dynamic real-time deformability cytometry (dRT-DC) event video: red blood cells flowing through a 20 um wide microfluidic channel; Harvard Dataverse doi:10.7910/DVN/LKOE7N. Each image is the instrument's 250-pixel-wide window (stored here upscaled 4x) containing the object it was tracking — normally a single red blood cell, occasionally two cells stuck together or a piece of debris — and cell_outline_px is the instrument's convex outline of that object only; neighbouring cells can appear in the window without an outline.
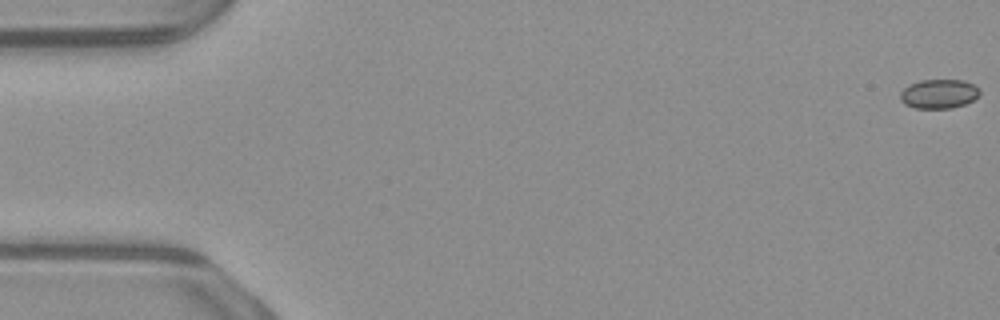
{"species": "common noctule bat (a hibernating species)", "species_latin": "Nyctalus noctula", "temperature_condition": "warm", "stored_images_in_passage": 54, "camera_frame_rate_fps": 3000, "um_per_image_px": 0.085, "animal": {"sex": "male", "body_mass_g": 23.1, "forearm_length_mm": 52.7}, "frame": {"image": 1, "passage_image": 1, "time_ms": 0.0, "image_size_px": [1000, 320], "cell_outline_px": [[980, 92], [972, 100], [964, 104], [952, 108], [916, 108], [904, 104], [900, 100], [900, 92], [908, 84], [920, 80], [964, 80], [980, 88]], "centroid_in_image_um": [79.77, 7.97], "position_along_channel_um": 5.2, "area_um2": 13.53}}
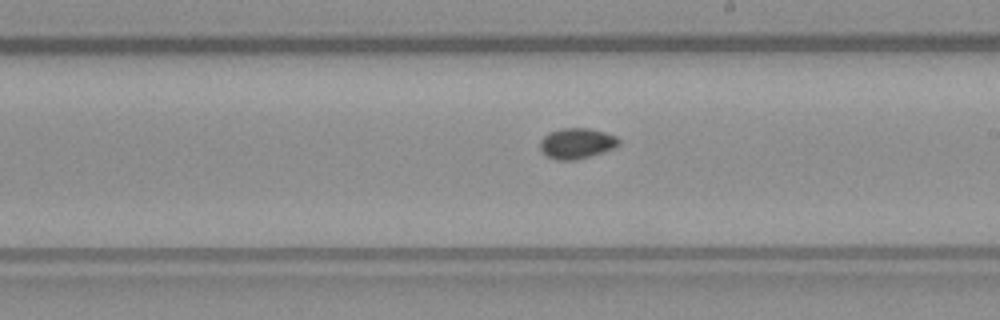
{"frame": {"image": 2, "passage_image": 31, "time_ms": 10.0, "image_size_px": [1000, 320], "cell_outline_px": [[620, 144], [616, 148], [576, 160], [556, 160], [548, 156], [540, 148], [540, 140], [548, 132], [560, 128], [588, 128], [604, 132], [616, 136], [620, 140]], "centroid_in_image_um": [49.04, 12.18], "position_along_channel_um": 240.0, "area_um2": 14.1}}
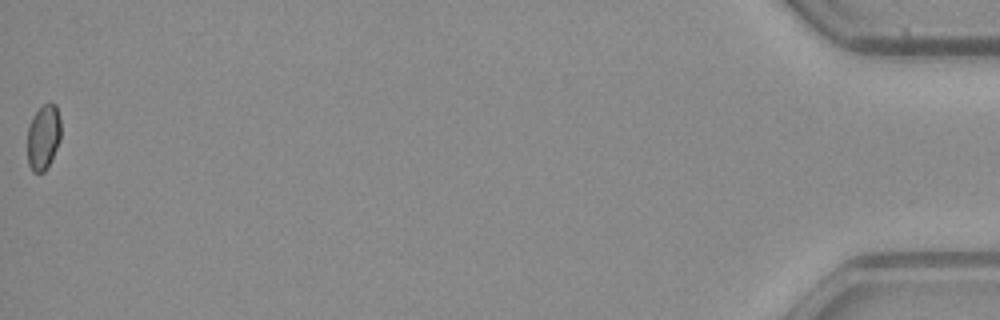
{"frame": {"image": 3, "passage_image": 54, "time_ms": 17.667, "image_size_px": [1000, 320], "cell_outline_px": [[60, 140], [48, 168], [44, 172], [32, 172], [28, 164], [28, 128], [32, 116], [44, 104], [56, 104], [60, 116]], "centroid_in_image_um": [3.69, 11.68], "position_along_channel_um": 431.5, "area_um2": 12.77}}